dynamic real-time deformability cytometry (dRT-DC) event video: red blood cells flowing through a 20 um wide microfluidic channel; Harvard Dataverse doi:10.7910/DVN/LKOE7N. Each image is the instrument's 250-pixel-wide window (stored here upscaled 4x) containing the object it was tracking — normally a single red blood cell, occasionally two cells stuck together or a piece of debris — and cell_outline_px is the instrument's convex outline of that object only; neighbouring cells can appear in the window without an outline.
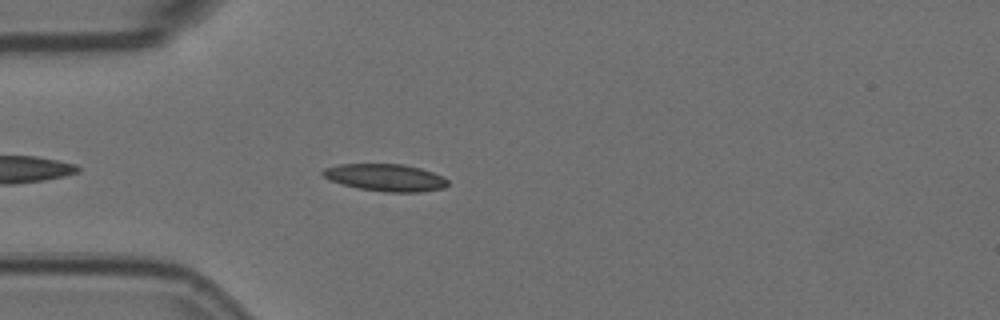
{"species": "Egyptian fruit bat (a non-hibernating species)", "species_latin": "Rousettus aegyptiacus", "temperature_condition": "room temperature", "stored_images_in_passage": 5, "camera_frame_rate_fps": 3000, "um_per_image_px": 0.085, "animal": {"sex": "female"}, "frame": {"image": 1, "passage_image": 5, "time_ms": 1.333, "image_size_px": [1000, 320], "cell_outline_px": [[448, 184], [444, 188], [420, 192], [384, 192], [360, 188], [340, 184], [328, 180], [320, 172], [324, 168], [340, 164], [404, 164], [420, 168], [444, 176], [448, 180]], "centroid_in_image_um": [32.76, 15.09], "position_along_channel_um": 52.2, "area_um2": 19.94}}